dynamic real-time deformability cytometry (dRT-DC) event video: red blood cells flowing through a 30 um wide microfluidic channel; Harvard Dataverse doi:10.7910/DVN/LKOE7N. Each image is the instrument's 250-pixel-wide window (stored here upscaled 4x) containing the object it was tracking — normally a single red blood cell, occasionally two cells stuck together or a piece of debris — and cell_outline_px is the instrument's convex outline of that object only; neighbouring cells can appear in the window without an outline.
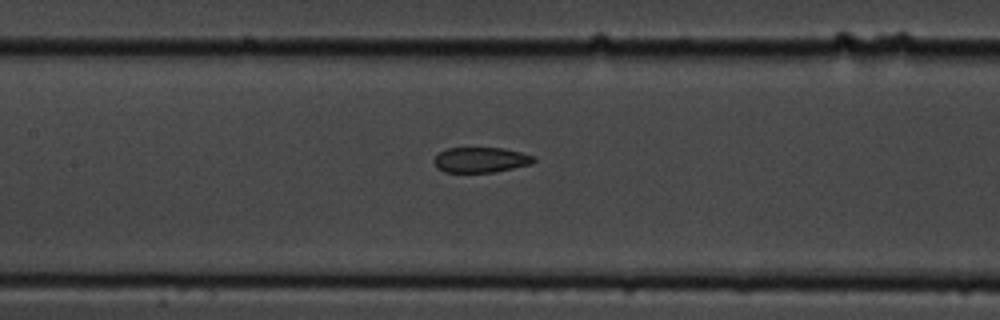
{"species": "common noctule bat (a hibernating species)", "species_latin": "Nyctalus noctula", "temperature_condition": "cold", "stored_images_in_passage": 8, "camera_frame_rate_fps": 3000, "um_per_image_px": 0.085, "animal": {"sex": "male", "body_mass_g": 19.5, "forearm_length_mm": 54.6}, "frame": {"image": 1, "passage_image": 8, "time_ms": 9.0, "image_size_px": [1000, 320], "cell_outline_px": [[536, 160], [532, 164], [492, 172], [444, 172], [436, 168], [432, 160], [440, 152], [448, 148], [504, 148], [536, 156]], "centroid_in_image_um": [40.86, 13.59], "position_along_channel_um": 166.5, "area_um2": 14.74}}